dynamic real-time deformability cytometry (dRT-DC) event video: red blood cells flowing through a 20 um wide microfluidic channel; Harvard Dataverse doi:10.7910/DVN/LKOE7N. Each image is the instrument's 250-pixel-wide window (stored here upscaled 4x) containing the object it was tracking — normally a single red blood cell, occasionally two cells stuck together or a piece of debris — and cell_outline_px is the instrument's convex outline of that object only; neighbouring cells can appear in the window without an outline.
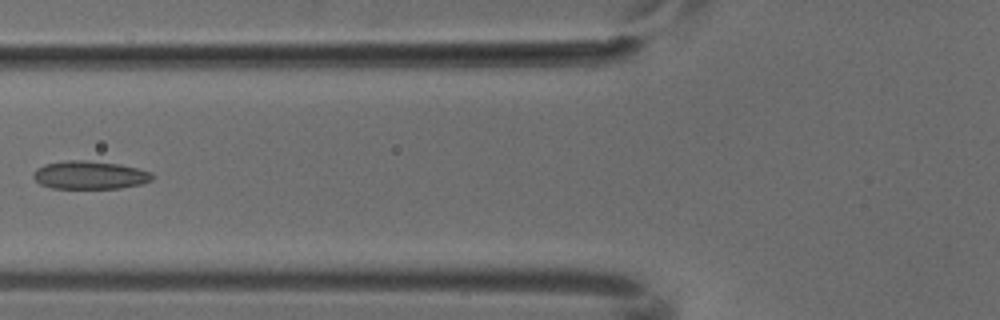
{"species": "common noctule bat (a hibernating species)", "species_latin": "Nyctalus noctula", "temperature_condition": "cold", "stored_images_in_passage": 6, "camera_frame_rate_fps": 3000, "um_per_image_px": 0.085, "animal": {"sex": "male", "body_mass_g": 18.8}, "frame": {"image": 1, "passage_image": 5, "time_ms": 1.333, "image_size_px": [1000, 320], "cell_outline_px": [[152, 180], [144, 184], [120, 188], [52, 188], [40, 184], [32, 176], [36, 168], [44, 164], [64, 160], [84, 160], [120, 164], [152, 172]], "centroid_in_image_um": [7.63, 14.88], "position_along_channel_um": 118.2, "area_um2": 19.59}}
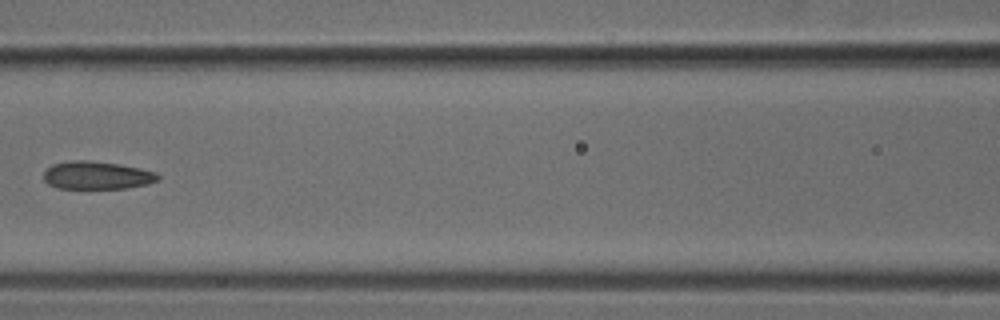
{"frame": {"image": 2, "passage_image": 6, "time_ms": 1.667, "image_size_px": [1000, 320], "cell_outline_px": [[160, 180], [148, 184], [128, 188], [56, 188], [48, 184], [44, 180], [44, 172], [52, 164], [68, 160], [88, 160], [120, 164], [140, 168], [156, 172], [160, 176]], "centroid_in_image_um": [8.25, 14.89], "position_along_channel_um": 158.3, "area_um2": 18.79}}